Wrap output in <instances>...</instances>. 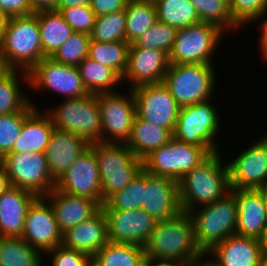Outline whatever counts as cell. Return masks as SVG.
I'll return each instance as SVG.
<instances>
[{
  "label": "cell",
  "mask_w": 267,
  "mask_h": 266,
  "mask_svg": "<svg viewBox=\"0 0 267 266\" xmlns=\"http://www.w3.org/2000/svg\"><path fill=\"white\" fill-rule=\"evenodd\" d=\"M55 188L64 193L95 200L100 206L103 205L99 167L90 147L56 181Z\"/></svg>",
  "instance_id": "16"
},
{
  "label": "cell",
  "mask_w": 267,
  "mask_h": 266,
  "mask_svg": "<svg viewBox=\"0 0 267 266\" xmlns=\"http://www.w3.org/2000/svg\"><path fill=\"white\" fill-rule=\"evenodd\" d=\"M94 151L101 178L103 204L115 192L123 190L142 169L138 159L127 144L94 142Z\"/></svg>",
  "instance_id": "5"
},
{
  "label": "cell",
  "mask_w": 267,
  "mask_h": 266,
  "mask_svg": "<svg viewBox=\"0 0 267 266\" xmlns=\"http://www.w3.org/2000/svg\"><path fill=\"white\" fill-rule=\"evenodd\" d=\"M63 102V103H62ZM47 112L53 125L84 138L89 144L102 142V126L97 95L61 101Z\"/></svg>",
  "instance_id": "7"
},
{
  "label": "cell",
  "mask_w": 267,
  "mask_h": 266,
  "mask_svg": "<svg viewBox=\"0 0 267 266\" xmlns=\"http://www.w3.org/2000/svg\"><path fill=\"white\" fill-rule=\"evenodd\" d=\"M126 11L120 10L95 19L90 39L97 42L125 41Z\"/></svg>",
  "instance_id": "39"
},
{
  "label": "cell",
  "mask_w": 267,
  "mask_h": 266,
  "mask_svg": "<svg viewBox=\"0 0 267 266\" xmlns=\"http://www.w3.org/2000/svg\"><path fill=\"white\" fill-rule=\"evenodd\" d=\"M142 209L153 216L156 221H164L177 216L182 211L179 204L178 181L145 171Z\"/></svg>",
  "instance_id": "20"
},
{
  "label": "cell",
  "mask_w": 267,
  "mask_h": 266,
  "mask_svg": "<svg viewBox=\"0 0 267 266\" xmlns=\"http://www.w3.org/2000/svg\"><path fill=\"white\" fill-rule=\"evenodd\" d=\"M213 99L181 107L173 137L186 144L210 147L214 152L220 151L215 137L221 127V117L216 106L214 107L215 104L212 105Z\"/></svg>",
  "instance_id": "10"
},
{
  "label": "cell",
  "mask_w": 267,
  "mask_h": 266,
  "mask_svg": "<svg viewBox=\"0 0 267 266\" xmlns=\"http://www.w3.org/2000/svg\"><path fill=\"white\" fill-rule=\"evenodd\" d=\"M259 266H267V254H262Z\"/></svg>",
  "instance_id": "58"
},
{
  "label": "cell",
  "mask_w": 267,
  "mask_h": 266,
  "mask_svg": "<svg viewBox=\"0 0 267 266\" xmlns=\"http://www.w3.org/2000/svg\"><path fill=\"white\" fill-rule=\"evenodd\" d=\"M43 260L21 237H0V266H39Z\"/></svg>",
  "instance_id": "34"
},
{
  "label": "cell",
  "mask_w": 267,
  "mask_h": 266,
  "mask_svg": "<svg viewBox=\"0 0 267 266\" xmlns=\"http://www.w3.org/2000/svg\"><path fill=\"white\" fill-rule=\"evenodd\" d=\"M8 18L9 17L0 10V43L2 42L4 36Z\"/></svg>",
  "instance_id": "54"
},
{
  "label": "cell",
  "mask_w": 267,
  "mask_h": 266,
  "mask_svg": "<svg viewBox=\"0 0 267 266\" xmlns=\"http://www.w3.org/2000/svg\"><path fill=\"white\" fill-rule=\"evenodd\" d=\"M108 225L109 242L144 247L156 226V219L144 209L103 210Z\"/></svg>",
  "instance_id": "17"
},
{
  "label": "cell",
  "mask_w": 267,
  "mask_h": 266,
  "mask_svg": "<svg viewBox=\"0 0 267 266\" xmlns=\"http://www.w3.org/2000/svg\"><path fill=\"white\" fill-rule=\"evenodd\" d=\"M226 3H228L230 5V3L232 2V0H224Z\"/></svg>",
  "instance_id": "61"
},
{
  "label": "cell",
  "mask_w": 267,
  "mask_h": 266,
  "mask_svg": "<svg viewBox=\"0 0 267 266\" xmlns=\"http://www.w3.org/2000/svg\"><path fill=\"white\" fill-rule=\"evenodd\" d=\"M144 266H178L175 264H163V263H152V262H146Z\"/></svg>",
  "instance_id": "57"
},
{
  "label": "cell",
  "mask_w": 267,
  "mask_h": 266,
  "mask_svg": "<svg viewBox=\"0 0 267 266\" xmlns=\"http://www.w3.org/2000/svg\"><path fill=\"white\" fill-rule=\"evenodd\" d=\"M43 197L50 203L61 233L88 220L101 209L95 200L64 193L56 188Z\"/></svg>",
  "instance_id": "21"
},
{
  "label": "cell",
  "mask_w": 267,
  "mask_h": 266,
  "mask_svg": "<svg viewBox=\"0 0 267 266\" xmlns=\"http://www.w3.org/2000/svg\"><path fill=\"white\" fill-rule=\"evenodd\" d=\"M188 213L193 222L195 240L204 254L227 237L235 235L237 205L232 192Z\"/></svg>",
  "instance_id": "4"
},
{
  "label": "cell",
  "mask_w": 267,
  "mask_h": 266,
  "mask_svg": "<svg viewBox=\"0 0 267 266\" xmlns=\"http://www.w3.org/2000/svg\"><path fill=\"white\" fill-rule=\"evenodd\" d=\"M237 205L236 235L260 239L267 225V211L259 193L253 189H231Z\"/></svg>",
  "instance_id": "25"
},
{
  "label": "cell",
  "mask_w": 267,
  "mask_h": 266,
  "mask_svg": "<svg viewBox=\"0 0 267 266\" xmlns=\"http://www.w3.org/2000/svg\"><path fill=\"white\" fill-rule=\"evenodd\" d=\"M21 238L43 255L62 244L53 209L43 196L29 206Z\"/></svg>",
  "instance_id": "15"
},
{
  "label": "cell",
  "mask_w": 267,
  "mask_h": 266,
  "mask_svg": "<svg viewBox=\"0 0 267 266\" xmlns=\"http://www.w3.org/2000/svg\"><path fill=\"white\" fill-rule=\"evenodd\" d=\"M260 239L231 235L205 255L217 266H259L262 256Z\"/></svg>",
  "instance_id": "23"
},
{
  "label": "cell",
  "mask_w": 267,
  "mask_h": 266,
  "mask_svg": "<svg viewBox=\"0 0 267 266\" xmlns=\"http://www.w3.org/2000/svg\"><path fill=\"white\" fill-rule=\"evenodd\" d=\"M195 7L200 22L215 24L224 32L239 30L233 22L229 4L224 0H190Z\"/></svg>",
  "instance_id": "38"
},
{
  "label": "cell",
  "mask_w": 267,
  "mask_h": 266,
  "mask_svg": "<svg viewBox=\"0 0 267 266\" xmlns=\"http://www.w3.org/2000/svg\"><path fill=\"white\" fill-rule=\"evenodd\" d=\"M176 32V28L158 20L129 46L163 50L169 55L174 45Z\"/></svg>",
  "instance_id": "40"
},
{
  "label": "cell",
  "mask_w": 267,
  "mask_h": 266,
  "mask_svg": "<svg viewBox=\"0 0 267 266\" xmlns=\"http://www.w3.org/2000/svg\"><path fill=\"white\" fill-rule=\"evenodd\" d=\"M29 86L58 93L67 99L81 98L89 93L83 86L77 66L65 65L44 57L29 72Z\"/></svg>",
  "instance_id": "13"
},
{
  "label": "cell",
  "mask_w": 267,
  "mask_h": 266,
  "mask_svg": "<svg viewBox=\"0 0 267 266\" xmlns=\"http://www.w3.org/2000/svg\"><path fill=\"white\" fill-rule=\"evenodd\" d=\"M108 243L107 218L102 208L88 220L62 233V246L92 257Z\"/></svg>",
  "instance_id": "22"
},
{
  "label": "cell",
  "mask_w": 267,
  "mask_h": 266,
  "mask_svg": "<svg viewBox=\"0 0 267 266\" xmlns=\"http://www.w3.org/2000/svg\"><path fill=\"white\" fill-rule=\"evenodd\" d=\"M204 257H206V255L192 262L188 266H217L211 259H209V257L206 260Z\"/></svg>",
  "instance_id": "53"
},
{
  "label": "cell",
  "mask_w": 267,
  "mask_h": 266,
  "mask_svg": "<svg viewBox=\"0 0 267 266\" xmlns=\"http://www.w3.org/2000/svg\"><path fill=\"white\" fill-rule=\"evenodd\" d=\"M77 68L83 86L89 94L98 95L116 92L114 88L123 83L122 77L114 69L88 57H86Z\"/></svg>",
  "instance_id": "31"
},
{
  "label": "cell",
  "mask_w": 267,
  "mask_h": 266,
  "mask_svg": "<svg viewBox=\"0 0 267 266\" xmlns=\"http://www.w3.org/2000/svg\"><path fill=\"white\" fill-rule=\"evenodd\" d=\"M37 197L14 186L0 194V237H21L27 210Z\"/></svg>",
  "instance_id": "26"
},
{
  "label": "cell",
  "mask_w": 267,
  "mask_h": 266,
  "mask_svg": "<svg viewBox=\"0 0 267 266\" xmlns=\"http://www.w3.org/2000/svg\"><path fill=\"white\" fill-rule=\"evenodd\" d=\"M144 248L109 242L93 256V266H144Z\"/></svg>",
  "instance_id": "33"
},
{
  "label": "cell",
  "mask_w": 267,
  "mask_h": 266,
  "mask_svg": "<svg viewBox=\"0 0 267 266\" xmlns=\"http://www.w3.org/2000/svg\"><path fill=\"white\" fill-rule=\"evenodd\" d=\"M19 75L21 76L19 77ZM19 80L23 81L20 82ZM23 83L30 87L29 73L23 70L11 69L0 77V116L20 112L30 104L36 107L32 98L29 95L27 96L26 92H23V89L20 88Z\"/></svg>",
  "instance_id": "30"
},
{
  "label": "cell",
  "mask_w": 267,
  "mask_h": 266,
  "mask_svg": "<svg viewBox=\"0 0 267 266\" xmlns=\"http://www.w3.org/2000/svg\"><path fill=\"white\" fill-rule=\"evenodd\" d=\"M10 186L23 188L44 196L54 188L46 160V154L40 152L8 153L3 157Z\"/></svg>",
  "instance_id": "12"
},
{
  "label": "cell",
  "mask_w": 267,
  "mask_h": 266,
  "mask_svg": "<svg viewBox=\"0 0 267 266\" xmlns=\"http://www.w3.org/2000/svg\"><path fill=\"white\" fill-rule=\"evenodd\" d=\"M36 108L33 104H30L20 112L0 116V155L2 157L11 152L25 119Z\"/></svg>",
  "instance_id": "41"
},
{
  "label": "cell",
  "mask_w": 267,
  "mask_h": 266,
  "mask_svg": "<svg viewBox=\"0 0 267 266\" xmlns=\"http://www.w3.org/2000/svg\"><path fill=\"white\" fill-rule=\"evenodd\" d=\"M267 16V11L265 12H262V13H259L257 14L256 16L250 18L243 26H242V30H243V27L245 29V27L247 26V24L253 22H257L259 23V21L261 22V24L259 23L260 26V42H259V45L258 47L260 48V57L264 58L265 61L267 62V18H265ZM262 18H265L263 19L262 21ZM261 19V20H260ZM255 21V22H254Z\"/></svg>",
  "instance_id": "48"
},
{
  "label": "cell",
  "mask_w": 267,
  "mask_h": 266,
  "mask_svg": "<svg viewBox=\"0 0 267 266\" xmlns=\"http://www.w3.org/2000/svg\"><path fill=\"white\" fill-rule=\"evenodd\" d=\"M91 0H58L55 8H69L72 6H87Z\"/></svg>",
  "instance_id": "50"
},
{
  "label": "cell",
  "mask_w": 267,
  "mask_h": 266,
  "mask_svg": "<svg viewBox=\"0 0 267 266\" xmlns=\"http://www.w3.org/2000/svg\"><path fill=\"white\" fill-rule=\"evenodd\" d=\"M3 163V157L0 155V166L2 165Z\"/></svg>",
  "instance_id": "59"
},
{
  "label": "cell",
  "mask_w": 267,
  "mask_h": 266,
  "mask_svg": "<svg viewBox=\"0 0 267 266\" xmlns=\"http://www.w3.org/2000/svg\"><path fill=\"white\" fill-rule=\"evenodd\" d=\"M229 9L233 22L241 28L250 18L267 11V0H232Z\"/></svg>",
  "instance_id": "45"
},
{
  "label": "cell",
  "mask_w": 267,
  "mask_h": 266,
  "mask_svg": "<svg viewBox=\"0 0 267 266\" xmlns=\"http://www.w3.org/2000/svg\"><path fill=\"white\" fill-rule=\"evenodd\" d=\"M255 190L259 193L267 211V183L262 185L261 187L256 188Z\"/></svg>",
  "instance_id": "55"
},
{
  "label": "cell",
  "mask_w": 267,
  "mask_h": 266,
  "mask_svg": "<svg viewBox=\"0 0 267 266\" xmlns=\"http://www.w3.org/2000/svg\"><path fill=\"white\" fill-rule=\"evenodd\" d=\"M34 12L39 10L55 9L58 0H28Z\"/></svg>",
  "instance_id": "49"
},
{
  "label": "cell",
  "mask_w": 267,
  "mask_h": 266,
  "mask_svg": "<svg viewBox=\"0 0 267 266\" xmlns=\"http://www.w3.org/2000/svg\"><path fill=\"white\" fill-rule=\"evenodd\" d=\"M214 64H169L163 84L180 107L194 105L214 97Z\"/></svg>",
  "instance_id": "6"
},
{
  "label": "cell",
  "mask_w": 267,
  "mask_h": 266,
  "mask_svg": "<svg viewBox=\"0 0 267 266\" xmlns=\"http://www.w3.org/2000/svg\"><path fill=\"white\" fill-rule=\"evenodd\" d=\"M213 152L210 147L186 144L172 137L142 160V168L152 175L179 181Z\"/></svg>",
  "instance_id": "8"
},
{
  "label": "cell",
  "mask_w": 267,
  "mask_h": 266,
  "mask_svg": "<svg viewBox=\"0 0 267 266\" xmlns=\"http://www.w3.org/2000/svg\"><path fill=\"white\" fill-rule=\"evenodd\" d=\"M45 257H50V266H93V257L83 252L68 249L62 245L46 252Z\"/></svg>",
  "instance_id": "44"
},
{
  "label": "cell",
  "mask_w": 267,
  "mask_h": 266,
  "mask_svg": "<svg viewBox=\"0 0 267 266\" xmlns=\"http://www.w3.org/2000/svg\"><path fill=\"white\" fill-rule=\"evenodd\" d=\"M172 137L171 129L161 128L135 115L131 136L126 144L138 159L143 160L153 150L167 144Z\"/></svg>",
  "instance_id": "28"
},
{
  "label": "cell",
  "mask_w": 267,
  "mask_h": 266,
  "mask_svg": "<svg viewBox=\"0 0 267 266\" xmlns=\"http://www.w3.org/2000/svg\"><path fill=\"white\" fill-rule=\"evenodd\" d=\"M169 64V55L163 50L129 46L122 82L130 81L131 89L143 84L162 83Z\"/></svg>",
  "instance_id": "19"
},
{
  "label": "cell",
  "mask_w": 267,
  "mask_h": 266,
  "mask_svg": "<svg viewBox=\"0 0 267 266\" xmlns=\"http://www.w3.org/2000/svg\"><path fill=\"white\" fill-rule=\"evenodd\" d=\"M146 261L188 266L205 254L197 245L188 212L158 221L144 245Z\"/></svg>",
  "instance_id": "1"
},
{
  "label": "cell",
  "mask_w": 267,
  "mask_h": 266,
  "mask_svg": "<svg viewBox=\"0 0 267 266\" xmlns=\"http://www.w3.org/2000/svg\"><path fill=\"white\" fill-rule=\"evenodd\" d=\"M90 40L88 34L73 32L51 58L58 63L78 66L88 57Z\"/></svg>",
  "instance_id": "42"
},
{
  "label": "cell",
  "mask_w": 267,
  "mask_h": 266,
  "mask_svg": "<svg viewBox=\"0 0 267 266\" xmlns=\"http://www.w3.org/2000/svg\"><path fill=\"white\" fill-rule=\"evenodd\" d=\"M34 13L38 17L43 56L52 57L74 31L62 14L55 9L39 10Z\"/></svg>",
  "instance_id": "29"
},
{
  "label": "cell",
  "mask_w": 267,
  "mask_h": 266,
  "mask_svg": "<svg viewBox=\"0 0 267 266\" xmlns=\"http://www.w3.org/2000/svg\"><path fill=\"white\" fill-rule=\"evenodd\" d=\"M36 108L24 121L10 153H45L54 129L50 115Z\"/></svg>",
  "instance_id": "27"
},
{
  "label": "cell",
  "mask_w": 267,
  "mask_h": 266,
  "mask_svg": "<svg viewBox=\"0 0 267 266\" xmlns=\"http://www.w3.org/2000/svg\"><path fill=\"white\" fill-rule=\"evenodd\" d=\"M145 170L142 168L129 184L111 195L101 206L103 210H134L142 208Z\"/></svg>",
  "instance_id": "37"
},
{
  "label": "cell",
  "mask_w": 267,
  "mask_h": 266,
  "mask_svg": "<svg viewBox=\"0 0 267 266\" xmlns=\"http://www.w3.org/2000/svg\"><path fill=\"white\" fill-rule=\"evenodd\" d=\"M132 91L138 117L174 131L181 107L163 83L139 85Z\"/></svg>",
  "instance_id": "14"
},
{
  "label": "cell",
  "mask_w": 267,
  "mask_h": 266,
  "mask_svg": "<svg viewBox=\"0 0 267 266\" xmlns=\"http://www.w3.org/2000/svg\"><path fill=\"white\" fill-rule=\"evenodd\" d=\"M128 0H91L90 8L95 16H102L120 10H125Z\"/></svg>",
  "instance_id": "47"
},
{
  "label": "cell",
  "mask_w": 267,
  "mask_h": 266,
  "mask_svg": "<svg viewBox=\"0 0 267 266\" xmlns=\"http://www.w3.org/2000/svg\"><path fill=\"white\" fill-rule=\"evenodd\" d=\"M129 45L126 41L104 43L90 40L88 58L111 67L123 77L127 68Z\"/></svg>",
  "instance_id": "36"
},
{
  "label": "cell",
  "mask_w": 267,
  "mask_h": 266,
  "mask_svg": "<svg viewBox=\"0 0 267 266\" xmlns=\"http://www.w3.org/2000/svg\"><path fill=\"white\" fill-rule=\"evenodd\" d=\"M129 92H112L97 95L100 109L102 142L126 144L131 136L136 115L135 96ZM129 93V94H128Z\"/></svg>",
  "instance_id": "11"
},
{
  "label": "cell",
  "mask_w": 267,
  "mask_h": 266,
  "mask_svg": "<svg viewBox=\"0 0 267 266\" xmlns=\"http://www.w3.org/2000/svg\"><path fill=\"white\" fill-rule=\"evenodd\" d=\"M89 145L84 138L54 127L45 152L52 178L57 181Z\"/></svg>",
  "instance_id": "24"
},
{
  "label": "cell",
  "mask_w": 267,
  "mask_h": 266,
  "mask_svg": "<svg viewBox=\"0 0 267 266\" xmlns=\"http://www.w3.org/2000/svg\"><path fill=\"white\" fill-rule=\"evenodd\" d=\"M221 156L220 151L211 153L178 181L179 204L183 212L212 204L231 192L228 164Z\"/></svg>",
  "instance_id": "2"
},
{
  "label": "cell",
  "mask_w": 267,
  "mask_h": 266,
  "mask_svg": "<svg viewBox=\"0 0 267 266\" xmlns=\"http://www.w3.org/2000/svg\"><path fill=\"white\" fill-rule=\"evenodd\" d=\"M260 243H261L262 252L264 254H267V225L265 226L264 233L262 237L260 238Z\"/></svg>",
  "instance_id": "56"
},
{
  "label": "cell",
  "mask_w": 267,
  "mask_h": 266,
  "mask_svg": "<svg viewBox=\"0 0 267 266\" xmlns=\"http://www.w3.org/2000/svg\"><path fill=\"white\" fill-rule=\"evenodd\" d=\"M55 10L62 14L64 20L70 25L74 32L91 34L96 16L89 5L55 8Z\"/></svg>",
  "instance_id": "43"
},
{
  "label": "cell",
  "mask_w": 267,
  "mask_h": 266,
  "mask_svg": "<svg viewBox=\"0 0 267 266\" xmlns=\"http://www.w3.org/2000/svg\"><path fill=\"white\" fill-rule=\"evenodd\" d=\"M125 11V41L129 44L133 43L158 21L154 1L128 0Z\"/></svg>",
  "instance_id": "32"
},
{
  "label": "cell",
  "mask_w": 267,
  "mask_h": 266,
  "mask_svg": "<svg viewBox=\"0 0 267 266\" xmlns=\"http://www.w3.org/2000/svg\"><path fill=\"white\" fill-rule=\"evenodd\" d=\"M224 34L225 32L218 26L206 22L177 29L174 45L169 54V63L214 64L212 56L217 55L215 52Z\"/></svg>",
  "instance_id": "9"
},
{
  "label": "cell",
  "mask_w": 267,
  "mask_h": 266,
  "mask_svg": "<svg viewBox=\"0 0 267 266\" xmlns=\"http://www.w3.org/2000/svg\"><path fill=\"white\" fill-rule=\"evenodd\" d=\"M9 187L10 183L8 180V175L5 166L2 164L0 166V194L3 193Z\"/></svg>",
  "instance_id": "51"
},
{
  "label": "cell",
  "mask_w": 267,
  "mask_h": 266,
  "mask_svg": "<svg viewBox=\"0 0 267 266\" xmlns=\"http://www.w3.org/2000/svg\"><path fill=\"white\" fill-rule=\"evenodd\" d=\"M10 70H11V68L9 67V65L7 64V62L5 60L3 48H2V45L0 43V77L5 75Z\"/></svg>",
  "instance_id": "52"
},
{
  "label": "cell",
  "mask_w": 267,
  "mask_h": 266,
  "mask_svg": "<svg viewBox=\"0 0 267 266\" xmlns=\"http://www.w3.org/2000/svg\"><path fill=\"white\" fill-rule=\"evenodd\" d=\"M1 45L11 69L29 72L44 58L37 15L9 17Z\"/></svg>",
  "instance_id": "3"
},
{
  "label": "cell",
  "mask_w": 267,
  "mask_h": 266,
  "mask_svg": "<svg viewBox=\"0 0 267 266\" xmlns=\"http://www.w3.org/2000/svg\"><path fill=\"white\" fill-rule=\"evenodd\" d=\"M262 138L267 142V134H265L264 136L262 135Z\"/></svg>",
  "instance_id": "60"
},
{
  "label": "cell",
  "mask_w": 267,
  "mask_h": 266,
  "mask_svg": "<svg viewBox=\"0 0 267 266\" xmlns=\"http://www.w3.org/2000/svg\"><path fill=\"white\" fill-rule=\"evenodd\" d=\"M0 10L8 17L34 13L28 0H0Z\"/></svg>",
  "instance_id": "46"
},
{
  "label": "cell",
  "mask_w": 267,
  "mask_h": 266,
  "mask_svg": "<svg viewBox=\"0 0 267 266\" xmlns=\"http://www.w3.org/2000/svg\"><path fill=\"white\" fill-rule=\"evenodd\" d=\"M259 138L227 163L232 189L253 190L267 183V142Z\"/></svg>",
  "instance_id": "18"
},
{
  "label": "cell",
  "mask_w": 267,
  "mask_h": 266,
  "mask_svg": "<svg viewBox=\"0 0 267 266\" xmlns=\"http://www.w3.org/2000/svg\"><path fill=\"white\" fill-rule=\"evenodd\" d=\"M158 20L176 29L200 22L195 7L190 0H156Z\"/></svg>",
  "instance_id": "35"
}]
</instances>
